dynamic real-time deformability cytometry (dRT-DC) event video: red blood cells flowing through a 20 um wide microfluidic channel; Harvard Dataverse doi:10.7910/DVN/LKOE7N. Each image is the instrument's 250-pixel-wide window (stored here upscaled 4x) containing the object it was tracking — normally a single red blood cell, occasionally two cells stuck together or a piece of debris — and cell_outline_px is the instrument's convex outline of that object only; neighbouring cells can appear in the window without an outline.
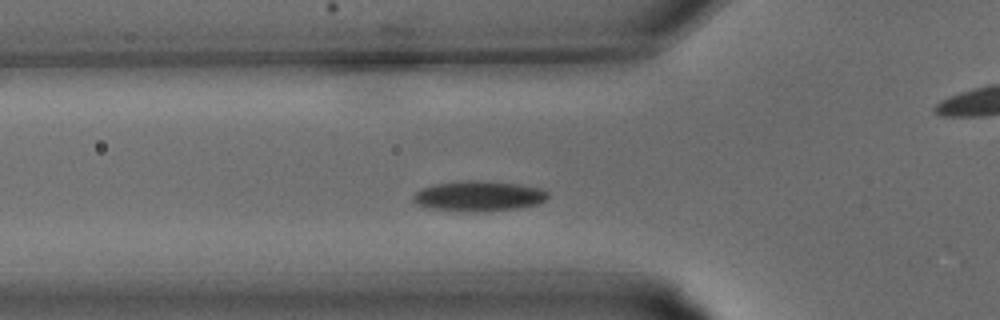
{"species": "common noctule bat (a hibernating species)", "species_latin": "Nyctalus noctula", "temperature_condition": "warm", "stored_images_in_passage": 24, "camera_frame_rate_fps": 3000, "um_per_image_px": 0.085, "animal": {"sex": "male", "body_mass_g": 15.6}, "frame": {"image": 1, "passage_image": 6, "time_ms": 1.667, "image_size_px": [1000, 320], "cell_outline_px": [[548, 196], [544, 200], [536, 204], [520, 208], [476, 212], [472, 212], [432, 208], [416, 204], [412, 196], [420, 188], [436, 184], [460, 180], [484, 180], [516, 184], [540, 188], [548, 192]], "centroid_in_image_um": [40.67, 16.65], "position_along_channel_um": 85.1, "area_um2": 23.7}}
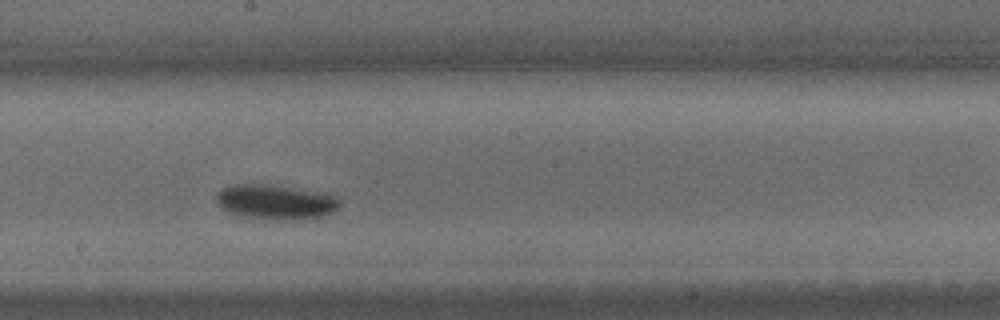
{"frame": {"image": 2, "passage_image": 13, "time_ms": 4.0, "image_size_px": [1000, 320], "cell_outline_px": [[340, 204], [332, 212], [320, 216], [304, 220], [268, 220], [244, 216], [228, 212], [216, 200], [216, 192], [232, 184], [264, 184], [292, 188], [336, 196], [340, 200]], "centroid_in_image_um": [23.4, 17.18], "position_along_channel_um": 224.8, "area_um2": 24.74}}
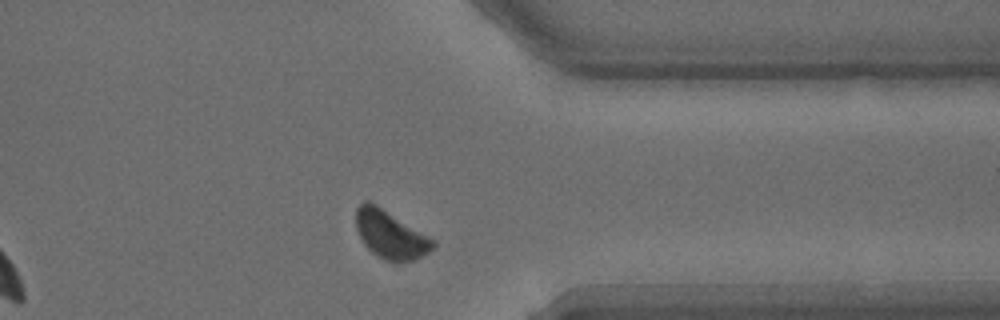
{"frame": {"image": 3, "passage_image": 21, "time_ms": 6.667, "image_size_px": [1000, 320], "cell_outline_px": [[436, 244], [428, 252], [412, 260], [396, 264], [384, 260], [376, 256], [364, 244], [356, 228], [356, 208], [364, 200], [368, 200], [436, 240]], "centroid_in_image_um": [33.18, 19.96], "position_along_channel_um": 378.2, "area_um2": 21.5}}